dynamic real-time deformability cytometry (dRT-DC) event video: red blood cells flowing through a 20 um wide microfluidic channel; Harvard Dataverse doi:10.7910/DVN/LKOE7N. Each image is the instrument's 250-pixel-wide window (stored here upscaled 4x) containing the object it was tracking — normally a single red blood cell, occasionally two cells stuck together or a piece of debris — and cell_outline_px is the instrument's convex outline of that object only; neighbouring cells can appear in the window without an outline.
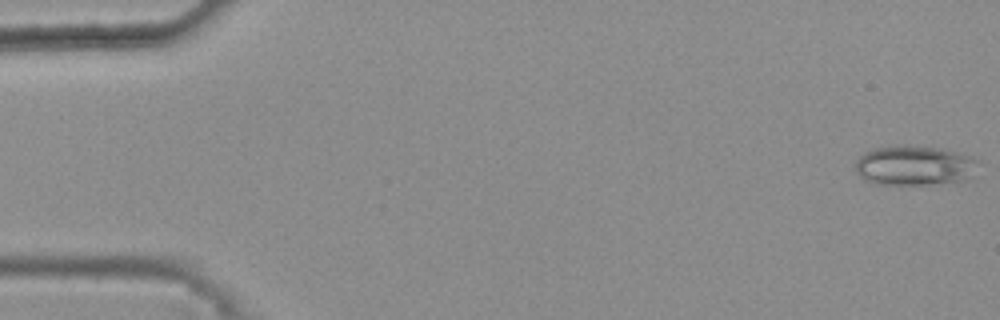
{"species": "common noctule bat (a hibernating species)", "species_latin": "Nyctalus noctula", "temperature_condition": "warm", "stored_images_in_passage": 23, "camera_frame_rate_fps": 3000, "um_per_image_px": 0.085, "animal": {"sex": "female", "body_mass_g": 25.1}, "frame": {"image": 1, "passage_image": 1, "time_ms": 0.0, "image_size_px": [1000, 320], "cell_outline_px": [[980, 160], [964, 180], [924, 184], [876, 184], [864, 180], [856, 172], [856, 160], [864, 152], [876, 148], [904, 144], [940, 148], [968, 156]], "centroid_in_image_um": [77.64, 14.05], "position_along_channel_um": 7.4, "area_um2": 28.03}}
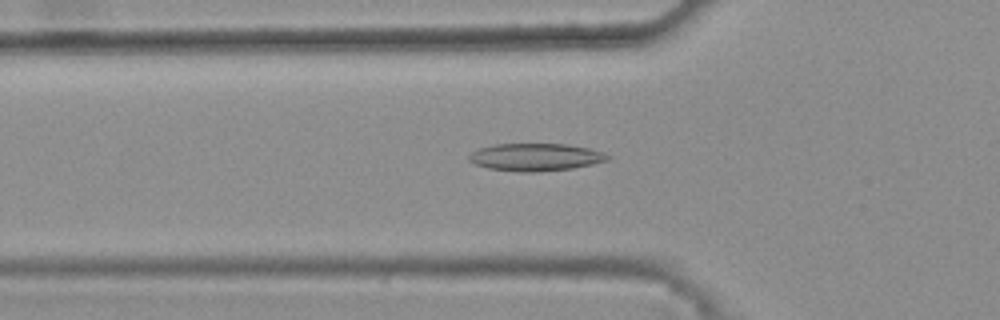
{"frame": {"image": 2, "passage_image": 18, "time_ms": 5.667, "image_size_px": [1000, 320], "cell_outline_px": [[612, 156], [608, 160], [592, 164], [572, 168], [536, 172], [516, 172], [488, 168], [476, 164], [468, 160], [468, 156], [472, 152], [480, 148], [496, 144], [568, 144], [588, 148], [604, 152]], "centroid_in_image_um": [45.54, 13.36], "position_along_channel_um": 80.3, "area_um2": 22.25}}
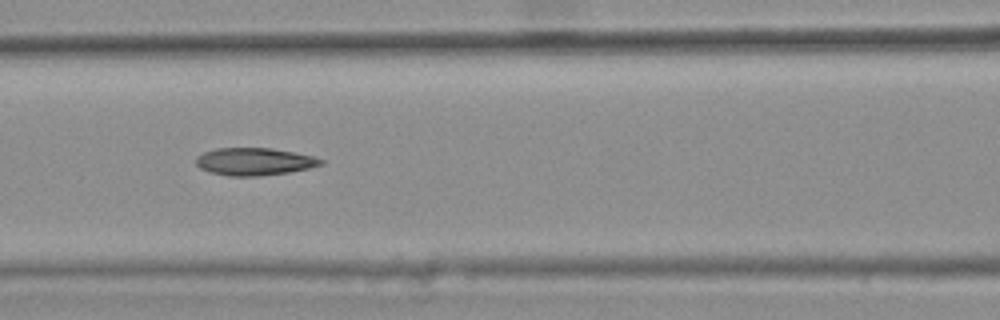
{"frame": {"image": 3, "passage_image": 23, "time_ms": 7.333, "image_size_px": [1000, 320], "cell_outline_px": [[324, 164], [308, 168], [288, 172], [260, 176], [228, 176], [208, 172], [200, 168], [196, 164], [196, 156], [204, 152], [216, 148], [272, 148], [312, 156], [324, 160]], "centroid_in_image_um": [21.58, 13.74], "position_along_channel_um": 145.0, "area_um2": 20.0}}